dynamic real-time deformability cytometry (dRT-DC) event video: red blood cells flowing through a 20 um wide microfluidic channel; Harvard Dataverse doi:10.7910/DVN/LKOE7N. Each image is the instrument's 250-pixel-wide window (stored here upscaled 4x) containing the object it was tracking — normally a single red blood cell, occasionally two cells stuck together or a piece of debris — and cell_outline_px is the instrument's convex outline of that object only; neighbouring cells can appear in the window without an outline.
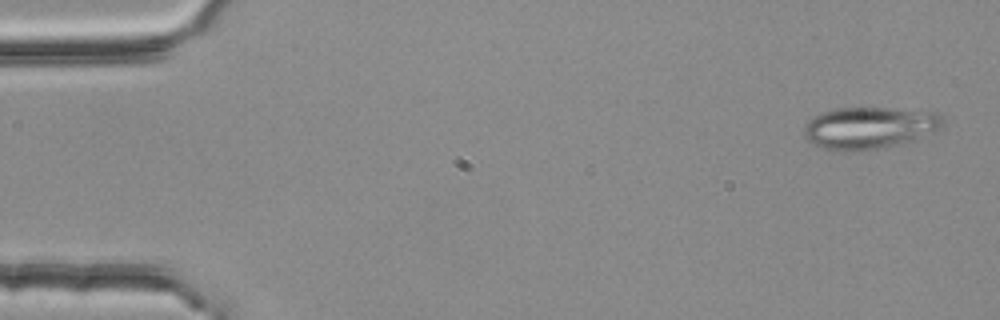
{"species": "common noctule bat (a hibernating species)", "species_latin": "Nyctalus noctula", "temperature_condition": "room temperature", "stored_images_in_passage": 3, "camera_frame_rate_fps": 3000, "um_per_image_px": 0.085, "animal": {"sex": "female", "body_mass_g": 25.1}, "frame": {"image": 1, "passage_image": 1, "time_ms": 0.0, "image_size_px": [1000, 320], "cell_outline_px": [[944, 124], [940, 128], [916, 140], [876, 148], [852, 152], [840, 152], [820, 148], [812, 144], [804, 136], [804, 124], [812, 116], [820, 112], [836, 108], [888, 108], [940, 112], [944, 120]], "centroid_in_image_um": [73.86, 10.86], "position_along_channel_um": 11.1, "area_um2": 34.39}}